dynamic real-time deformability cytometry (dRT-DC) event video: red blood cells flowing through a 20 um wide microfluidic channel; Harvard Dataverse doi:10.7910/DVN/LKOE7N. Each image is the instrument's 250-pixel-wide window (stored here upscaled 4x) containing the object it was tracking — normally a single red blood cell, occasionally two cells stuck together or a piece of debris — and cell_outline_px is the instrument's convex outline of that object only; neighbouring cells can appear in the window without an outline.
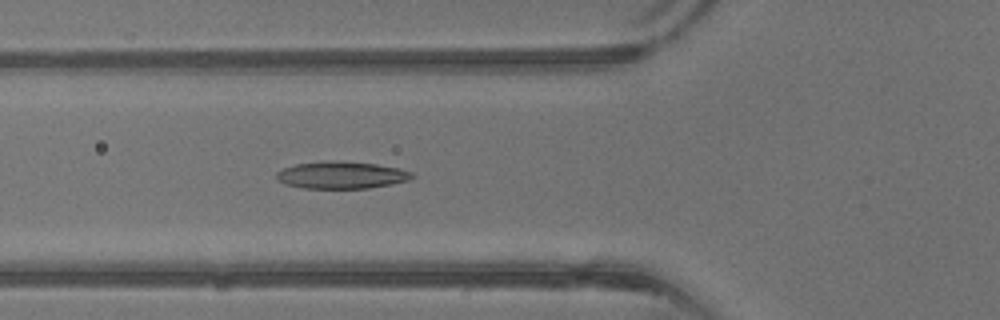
{"species": "common noctule bat (a hibernating species)", "species_latin": "Nyctalus noctula", "temperature_condition": "warm", "stored_images_in_passage": 41, "camera_frame_rate_fps": 3000, "um_per_image_px": 0.085, "animal": {"sex": "male", "body_mass_g": 13.3}, "frame": {"image": 1, "passage_image": 15, "time_ms": 4.667, "image_size_px": [1000, 320], "cell_outline_px": [[416, 176], [408, 180], [392, 184], [368, 188], [304, 188], [284, 184], [276, 180], [276, 172], [284, 168], [296, 164], [320, 160], [336, 160], [376, 164], [400, 168], [412, 172]], "centroid_in_image_um": [29.01, 14.87], "position_along_channel_um": 96.8, "area_um2": 21.73}}
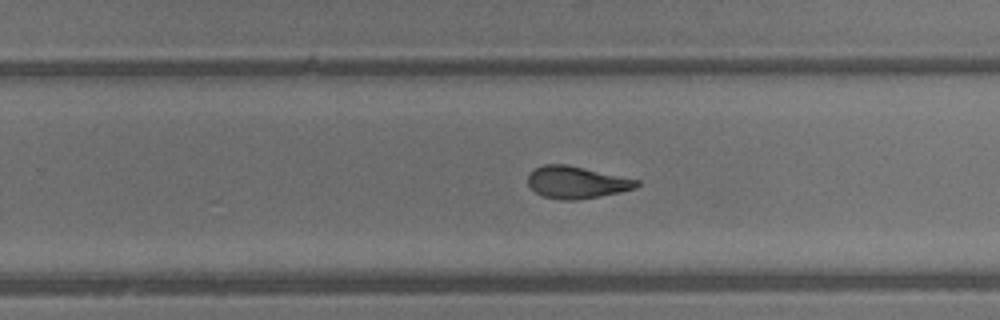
{"frame": {"image": 2, "passage_image": 26, "time_ms": 8.333, "image_size_px": [1000, 320], "cell_outline_px": [[640, 184], [636, 188], [620, 192], [600, 196], [576, 200], [560, 200], [544, 196], [536, 192], [528, 184], [528, 176], [536, 168], [544, 164], [568, 164], [640, 180]], "centroid_in_image_um": [49.04, 15.49], "position_along_channel_um": 280.8, "area_um2": 20.35}}
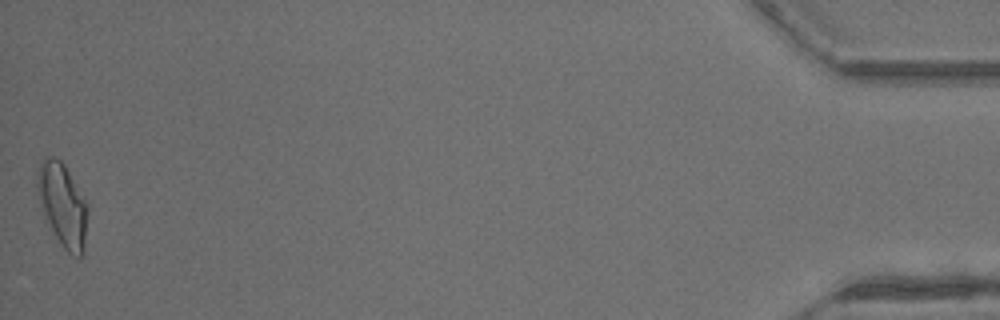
{"frame": {"image": 3, "passage_image": 41, "time_ms": 13.333, "image_size_px": [1000, 320], "cell_outline_px": [[88, 212], [84, 252], [80, 256], [72, 256], [60, 244], [44, 220], [36, 188], [36, 172], [44, 156], [52, 156], [60, 160], [64, 164], [88, 204]], "centroid_in_image_um": [5.3, 17.42], "position_along_channel_um": 429.9, "area_um2": 24.91}}